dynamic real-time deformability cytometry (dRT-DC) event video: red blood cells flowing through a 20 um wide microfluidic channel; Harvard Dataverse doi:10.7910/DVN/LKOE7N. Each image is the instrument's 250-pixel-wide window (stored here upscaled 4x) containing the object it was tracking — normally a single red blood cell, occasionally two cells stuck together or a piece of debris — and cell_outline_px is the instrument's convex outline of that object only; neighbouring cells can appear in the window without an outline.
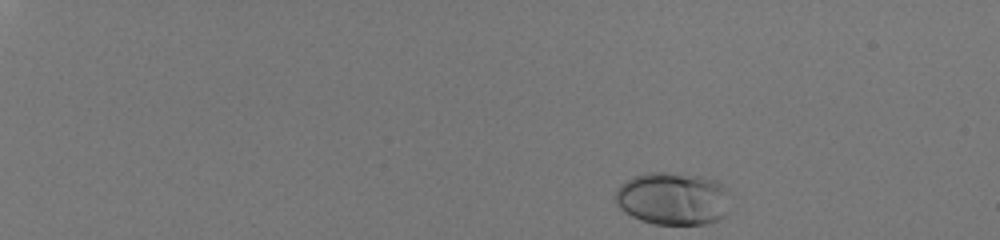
{"species": "human", "species_latin": "Homo sapiens", "temperature_condition": "room temperature", "stored_images_in_passage": 41, "camera_frame_rate_fps": 3000, "um_per_image_px": 0.085, "donor": {"sex": "male"}, "frame": {"image": 1, "passage_image": 1, "time_ms": 0.0, "image_size_px": [1000, 240], "cell_outline_px": [[728, 212], [720, 220], [708, 224], [652, 224], [640, 220], [624, 212], [616, 204], [616, 188], [620, 184], [644, 172], [664, 172], [700, 176], [716, 180], [724, 184], [728, 188]], "centroid_in_image_um": [57.22, 16.89], "position_along_channel_um": 27.8, "area_um2": 35.78}}
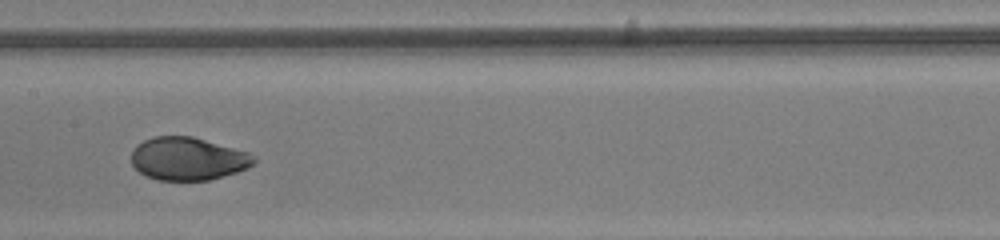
{"frame": {"image": 2, "passage_image": 25, "time_ms": 8.0, "image_size_px": [1000, 240], "cell_outline_px": [[256, 160], [248, 168], [236, 172], [208, 180], [156, 180], [140, 172], [132, 164], [132, 148], [136, 144], [152, 136], [192, 136], [248, 152], [256, 156]], "centroid_in_image_um": [15.96, 13.48], "position_along_channel_um": 191.4, "area_um2": 30.63}}
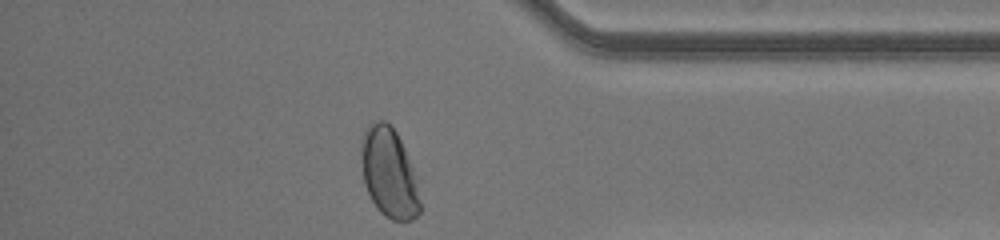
{"frame": {"image": 3, "passage_image": 41, "time_ms": 13.333, "image_size_px": [1000, 240], "cell_outline_px": [[420, 212], [412, 220], [392, 220], [384, 216], [376, 208], [364, 184], [360, 148], [360, 136], [368, 124], [372, 120], [384, 120], [396, 132], [404, 148], [412, 168], [420, 200]], "centroid_in_image_um": [33.02, 14.67], "position_along_channel_um": 402.2, "area_um2": 30.69}, "authors_computed_cell_mechanics": {"area_um2": 31.5588, "velocity_mm_per_s": 4.0884, "shape_relaxation_time_tau1_ms": 4.4814, "shape_relaxation_time_tau2_ms": null, "deformation_change_tau1": 0.1835, "deformation_change_tau2": null}}